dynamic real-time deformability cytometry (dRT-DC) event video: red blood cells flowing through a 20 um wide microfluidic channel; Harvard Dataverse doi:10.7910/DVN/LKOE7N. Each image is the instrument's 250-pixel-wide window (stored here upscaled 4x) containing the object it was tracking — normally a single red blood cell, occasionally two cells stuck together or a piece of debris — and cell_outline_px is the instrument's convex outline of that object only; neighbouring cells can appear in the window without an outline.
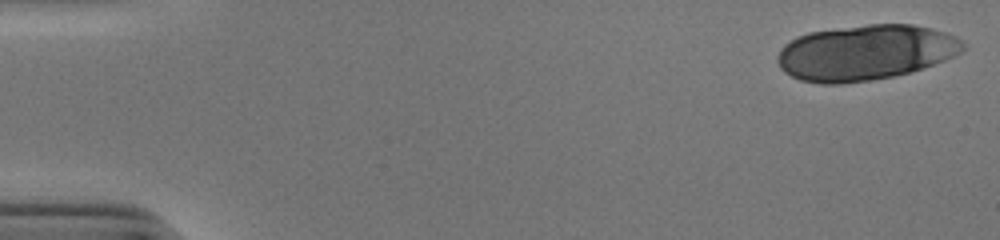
{"species": "human", "species_latin": "Homo sapiens", "temperature_condition": "cold", "stored_images_in_passage": 18, "camera_frame_rate_fps": 3000, "um_per_image_px": 0.085, "donor": {"sex": "male"}, "frame": {"image": 1, "passage_image": 1, "time_ms": 0.0, "image_size_px": [1000, 240], "cell_outline_px": [[968, 44], [960, 52], [944, 60], [924, 68], [912, 72], [872, 80], [840, 84], [820, 84], [800, 80], [784, 72], [780, 68], [776, 60], [776, 56], [780, 48], [784, 44], [796, 36], [808, 32], [868, 24], [912, 24], [932, 28], [956, 36]], "centroid_in_image_um": [73.54, 4.47], "position_along_channel_um": 11.5, "area_um2": 60.34}}